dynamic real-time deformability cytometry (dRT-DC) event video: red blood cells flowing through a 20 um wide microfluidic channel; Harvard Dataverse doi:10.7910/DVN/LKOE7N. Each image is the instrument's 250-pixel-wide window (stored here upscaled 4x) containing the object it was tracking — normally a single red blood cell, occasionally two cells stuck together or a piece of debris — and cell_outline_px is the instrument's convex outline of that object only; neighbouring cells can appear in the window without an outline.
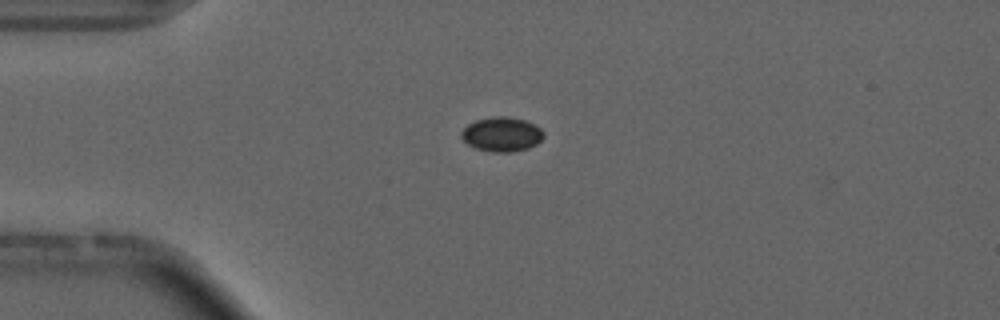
{"species": "common noctule bat (a hibernating species)", "species_latin": "Nyctalus noctula", "temperature_condition": "cold", "stored_images_in_passage": 6, "camera_frame_rate_fps": 3000, "um_per_image_px": 0.085, "animal": {"sex": "male", "forearm_length_mm": 52.5}, "frame": {"image": 1, "passage_image": 3, "time_ms": 3.333, "image_size_px": [1000, 320], "cell_outline_px": [[544, 136], [536, 144], [528, 148], [512, 152], [492, 152], [476, 148], [468, 144], [460, 136], [460, 132], [468, 124], [476, 120], [492, 116], [508, 116], [524, 120], [536, 124], [544, 132]], "centroid_in_image_um": [42.65, 11.4], "position_along_channel_um": 42.3, "area_um2": 16.59}}